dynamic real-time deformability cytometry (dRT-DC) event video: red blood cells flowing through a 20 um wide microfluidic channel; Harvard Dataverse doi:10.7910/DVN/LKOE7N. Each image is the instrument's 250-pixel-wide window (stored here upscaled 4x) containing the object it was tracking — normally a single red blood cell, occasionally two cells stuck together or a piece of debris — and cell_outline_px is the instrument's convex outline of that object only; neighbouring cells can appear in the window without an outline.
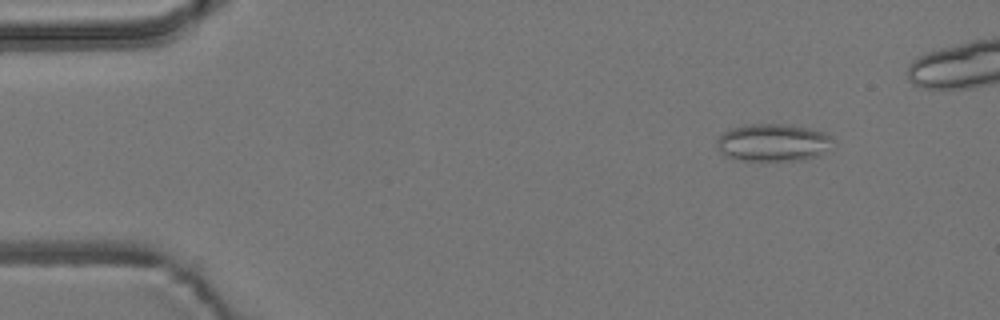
{"species": "common noctule bat (a hibernating species)", "species_latin": "Nyctalus noctula", "temperature_condition": "room temperature", "stored_images_in_passage": 5, "camera_frame_rate_fps": 3000, "um_per_image_px": 0.085, "animal": {"sex": "male", "body_mass_g": 19.2, "forearm_length_mm": 51.8}, "frame": {"image": 1, "passage_image": 2, "time_ms": 1.0, "image_size_px": [1000, 320], "cell_outline_px": [[836, 140], [820, 156], [808, 160], [744, 160], [724, 156], [716, 148], [716, 140], [728, 128], [748, 124], [780, 124], [808, 128], [828, 132]], "centroid_in_image_um": [65.74, 12.12], "position_along_channel_um": 19.3, "area_um2": 25.78}}